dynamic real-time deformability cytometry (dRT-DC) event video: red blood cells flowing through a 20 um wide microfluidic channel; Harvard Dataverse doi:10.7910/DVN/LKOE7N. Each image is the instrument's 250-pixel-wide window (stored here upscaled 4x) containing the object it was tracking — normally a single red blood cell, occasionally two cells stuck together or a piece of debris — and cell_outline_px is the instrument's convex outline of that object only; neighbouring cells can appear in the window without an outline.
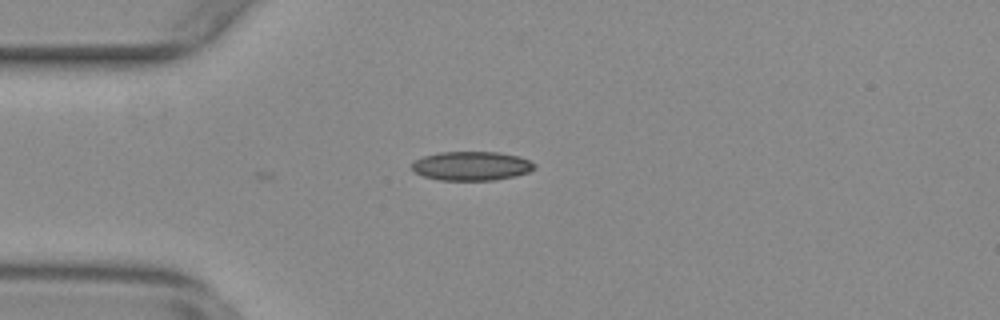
{"species": "common noctule bat (a hibernating species)", "species_latin": "Nyctalus noctula", "temperature_condition": "warm", "stored_images_in_passage": 5, "camera_frame_rate_fps": 3000, "um_per_image_px": 0.085, "animal": {"sex": "female", "body_mass_g": 29.2, "forearm_length_mm": 56.3}, "frame": {"image": 1, "passage_image": 3, "time_ms": 0.667, "image_size_px": [1000, 320], "cell_outline_px": [[536, 168], [528, 172], [516, 176], [492, 180], [440, 180], [424, 176], [416, 172], [412, 168], [412, 164], [416, 160], [424, 156], [440, 152], [500, 152], [520, 156], [536, 164]], "centroid_in_image_um": [40.13, 14.1], "position_along_channel_um": 44.9, "area_um2": 20.69}}